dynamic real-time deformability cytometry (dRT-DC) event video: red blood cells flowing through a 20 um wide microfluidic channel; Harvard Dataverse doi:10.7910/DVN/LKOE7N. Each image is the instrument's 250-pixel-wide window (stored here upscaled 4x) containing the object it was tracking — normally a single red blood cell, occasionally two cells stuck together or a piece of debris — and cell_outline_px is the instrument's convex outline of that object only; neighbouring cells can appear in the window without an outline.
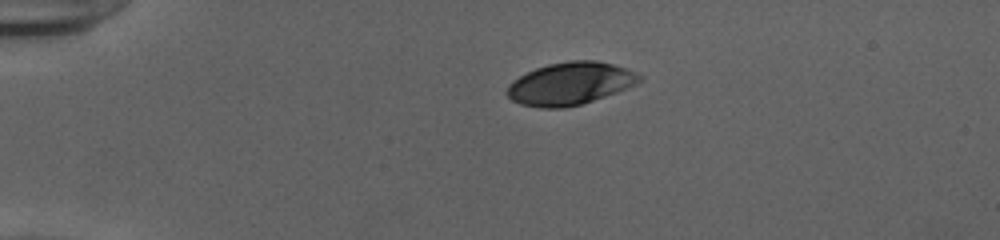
{"species": "human", "species_latin": "Homo sapiens", "temperature_condition": "cold", "stored_images_in_passage": 42, "camera_frame_rate_fps": 3000, "um_per_image_px": 0.085, "donor": {"sex": "female"}, "frame": {"image": 1, "passage_image": 1, "time_ms": 0.0, "image_size_px": [1000, 240], "cell_outline_px": [[644, 76], [636, 84], [616, 92], [580, 104], [564, 108], [540, 108], [520, 104], [512, 100], [504, 92], [508, 84], [512, 80], [536, 68], [548, 64], [568, 60], [596, 60], [612, 64], [636, 72]], "centroid_in_image_um": [48.43, 7.1], "position_along_channel_um": 36.6, "area_um2": 32.77}}
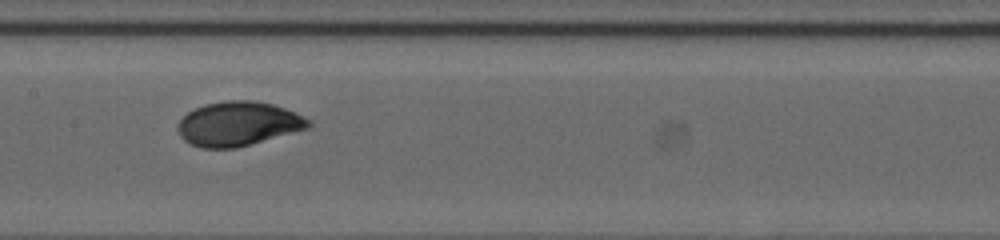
{"frame": {"image": 2, "passage_image": 17, "time_ms": 5.333, "image_size_px": [1000, 240], "cell_outline_px": [[312, 124], [308, 128], [236, 148], [200, 148], [184, 140], [180, 136], [176, 128], [176, 124], [188, 112], [204, 104], [224, 100], [252, 100], [272, 104], [296, 112], [312, 120]], "centroid_in_image_um": [20.24, 10.51], "position_along_channel_um": 187.2, "area_um2": 33.81}}
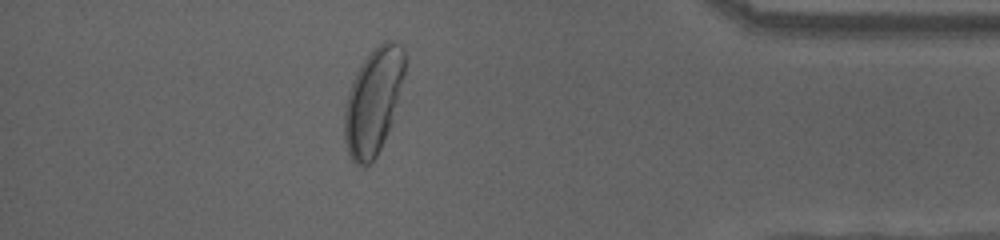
{"frame": {"image": 3, "passage_image": 36, "time_ms": 11.667, "image_size_px": [1000, 240], "cell_outline_px": [[404, 76], [392, 124], [376, 156], [368, 164], [356, 164], [348, 156], [344, 140], [344, 108], [348, 92], [352, 80], [360, 64], [368, 52], [372, 48], [384, 40], [392, 40], [400, 44], [404, 52]], "centroid_in_image_um": [31.71, 8.58], "position_along_channel_um": 403.5, "area_um2": 37.57}, "authors_computed_cell_mechanics": {"area_um2": 33.3506, "velocity_mm_per_s": 3.9093, "shape_relaxation_time_tau1_ms": 3.3115, "shape_relaxation_time_tau2_ms": null, "deformation_change_tau1": 0.1579, "deformation_change_tau2": null}}